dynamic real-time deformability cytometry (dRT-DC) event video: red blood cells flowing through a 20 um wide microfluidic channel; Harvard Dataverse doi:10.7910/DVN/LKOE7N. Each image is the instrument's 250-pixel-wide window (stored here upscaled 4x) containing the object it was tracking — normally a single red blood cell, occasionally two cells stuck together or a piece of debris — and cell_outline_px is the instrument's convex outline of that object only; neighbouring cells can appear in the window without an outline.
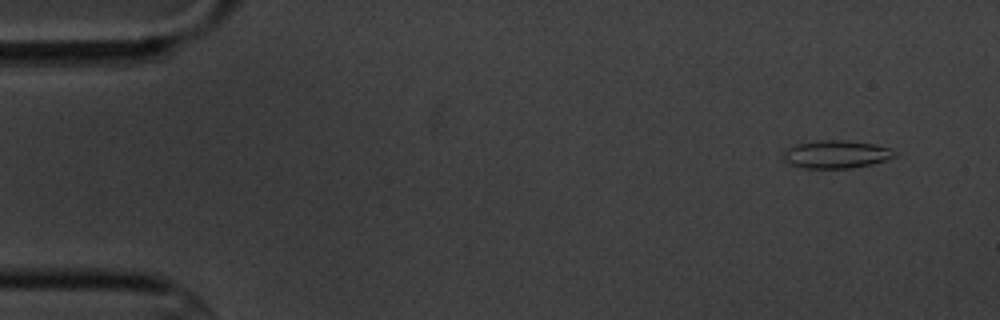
{"species": "common noctule bat (a hibernating species)", "species_latin": "Nyctalus noctula", "temperature_condition": "cold", "stored_images_in_passage": 16, "camera_frame_rate_fps": 3000, "um_per_image_px": 0.085, "animal": {"sex": "male", "body_mass_g": 20.1, "forearm_length_mm": 53.5}, "frame": {"image": 1, "passage_image": 1, "time_ms": 0.0, "image_size_px": [1000, 320], "cell_outline_px": [[896, 156], [872, 164], [848, 168], [804, 168], [788, 164], [784, 160], [784, 148], [796, 144], [820, 140], [844, 140], [876, 144], [892, 148], [896, 152]], "centroid_in_image_um": [71.07, 13.11], "position_along_channel_um": 13.9, "area_um2": 18.21}}
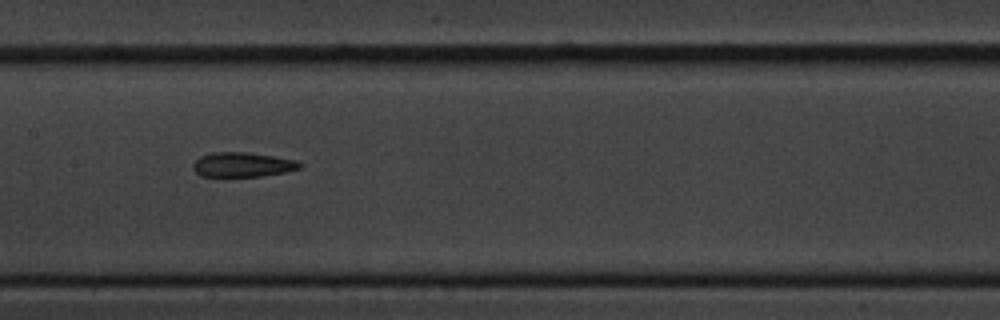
{"frame": {"image": 2, "passage_image": 8, "time_ms": 8.0, "image_size_px": [1000, 320], "cell_outline_px": [[304, 164], [300, 168], [284, 172], [260, 176], [200, 176], [192, 168], [192, 164], [200, 156], [212, 152], [248, 152], [296, 160]], "centroid_in_image_um": [20.6, 13.99], "position_along_channel_um": 186.8, "area_um2": 15.26}}
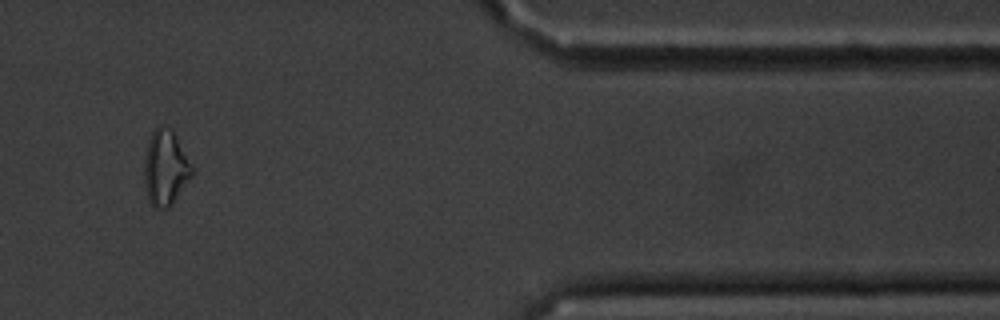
{"frame": {"image": 3, "passage_image": 14, "time_ms": 15.0, "image_size_px": [1000, 320], "cell_outline_px": [[196, 168], [192, 176], [172, 204], [168, 208], [152, 208], [148, 200], [144, 184], [144, 160], [148, 140], [152, 132], [160, 124], [172, 128]], "centroid_in_image_um": [14.09, 14.25], "position_along_channel_um": 397.3, "area_um2": 21.62}, "authors_computed_cell_mechanics": {"area_um2": 16.4441, "velocity_mm_per_s": 3.4691, "shape_relaxation_time_tau1_ms": 9.0941, "shape_relaxation_time_tau2_ms": null, "deformation_change_tau1": 0.1625, "deformation_change_tau2": null}}